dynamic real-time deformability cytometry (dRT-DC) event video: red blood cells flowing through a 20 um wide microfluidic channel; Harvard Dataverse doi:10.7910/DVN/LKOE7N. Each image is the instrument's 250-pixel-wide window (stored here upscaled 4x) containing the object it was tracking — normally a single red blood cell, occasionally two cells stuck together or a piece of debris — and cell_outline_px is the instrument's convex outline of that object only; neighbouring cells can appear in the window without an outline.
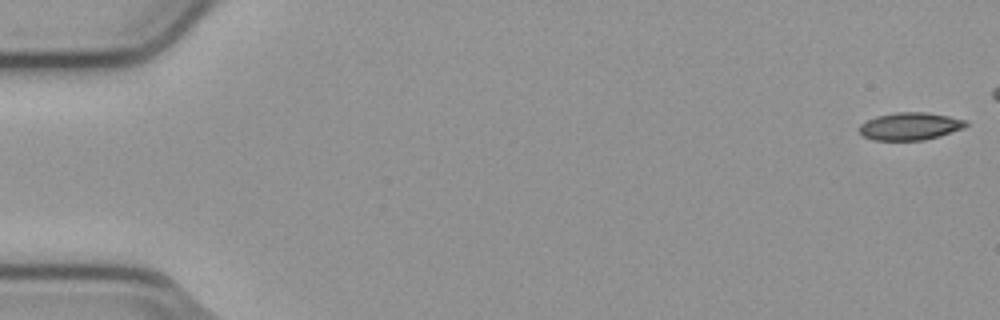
{"species": "common noctule bat (a hibernating species)", "species_latin": "Nyctalus noctula", "temperature_condition": "cold", "stored_images_in_passage": 8, "camera_frame_rate_fps": 3000, "um_per_image_px": 0.085, "animal": {"sex": "male", "body_mass_g": 23.1, "forearm_length_mm": 52.7}, "frame": {"image": 1, "passage_image": 1, "time_ms": 0.0, "image_size_px": [1000, 320], "cell_outline_px": [[968, 124], [964, 128], [940, 136], [924, 140], [872, 140], [864, 136], [856, 128], [860, 124], [876, 116], [896, 112], [924, 112], [948, 116], [964, 120]], "centroid_in_image_um": [77.32, 10.73], "position_along_channel_um": 7.7, "area_um2": 17.11}}